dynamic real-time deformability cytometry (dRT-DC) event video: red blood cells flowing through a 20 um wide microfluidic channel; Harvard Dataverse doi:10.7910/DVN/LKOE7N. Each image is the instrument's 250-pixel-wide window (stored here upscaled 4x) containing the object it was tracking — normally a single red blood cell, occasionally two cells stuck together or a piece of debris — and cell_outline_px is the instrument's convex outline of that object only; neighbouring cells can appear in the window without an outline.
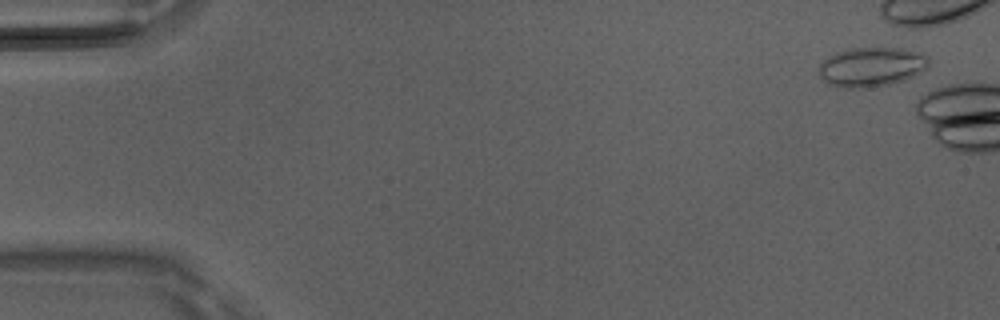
{"species": "Egyptian fruit bat (a non-hibernating species)", "species_latin": "Rousettus aegyptiacus", "temperature_condition": "room temperature", "stored_images_in_passage": 2, "camera_frame_rate_fps": 3000, "um_per_image_px": 0.085, "animal": {"sex": "male"}, "frame": {"image": 1, "passage_image": 1, "time_ms": 0.0, "image_size_px": [1000, 320], "cell_outline_px": [[928, 68], [904, 80], [888, 84], [868, 88], [844, 88], [828, 84], [820, 76], [820, 64], [828, 56], [836, 52], [852, 48], [900, 48], [920, 52], [928, 56]], "centroid_in_image_um": [74.08, 5.68], "position_along_channel_um": 10.9, "area_um2": 25.2}}